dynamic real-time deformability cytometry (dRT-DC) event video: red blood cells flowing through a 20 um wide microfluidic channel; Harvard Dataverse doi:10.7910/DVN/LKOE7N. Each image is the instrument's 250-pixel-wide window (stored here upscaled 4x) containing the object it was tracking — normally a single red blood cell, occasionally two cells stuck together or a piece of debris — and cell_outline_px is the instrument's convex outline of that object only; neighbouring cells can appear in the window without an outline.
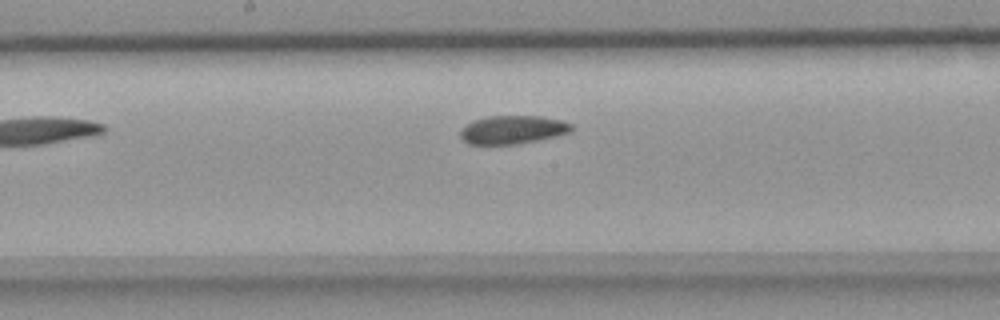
{"species": "common noctule bat (a hibernating species)", "species_latin": "Nyctalus noctula", "temperature_condition": "room temperature", "stored_images_in_passage": 6, "camera_frame_rate_fps": 3000, "um_per_image_px": 0.085, "animal": {"sex": "female", "body_mass_g": 18.4}, "frame": {"image": 1, "passage_image": 5, "time_ms": 1.333, "image_size_px": [1000, 320], "cell_outline_px": [[572, 132], [556, 136], [516, 144], [468, 144], [460, 136], [460, 132], [472, 120], [488, 116], [540, 116], [564, 120], [572, 124]], "centroid_in_image_um": [43.61, 11.01], "position_along_channel_um": 204.6, "area_um2": 18.32}}